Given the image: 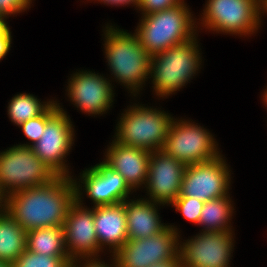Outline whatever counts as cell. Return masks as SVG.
Instances as JSON below:
<instances>
[{
    "label": "cell",
    "mask_w": 267,
    "mask_h": 267,
    "mask_svg": "<svg viewBox=\"0 0 267 267\" xmlns=\"http://www.w3.org/2000/svg\"><path fill=\"white\" fill-rule=\"evenodd\" d=\"M76 202L72 177L57 176L48 184L8 195L4 209L27 232L43 227H63L69 209Z\"/></svg>",
    "instance_id": "cell-1"
},
{
    "label": "cell",
    "mask_w": 267,
    "mask_h": 267,
    "mask_svg": "<svg viewBox=\"0 0 267 267\" xmlns=\"http://www.w3.org/2000/svg\"><path fill=\"white\" fill-rule=\"evenodd\" d=\"M107 25L104 29V50L111 75L133 95L138 96L150 76L151 56L135 33ZM147 79V80H146ZM138 94V95H137Z\"/></svg>",
    "instance_id": "cell-2"
},
{
    "label": "cell",
    "mask_w": 267,
    "mask_h": 267,
    "mask_svg": "<svg viewBox=\"0 0 267 267\" xmlns=\"http://www.w3.org/2000/svg\"><path fill=\"white\" fill-rule=\"evenodd\" d=\"M188 7L183 1L178 6L141 16L134 33L150 56L189 41L198 34L199 21L196 22Z\"/></svg>",
    "instance_id": "cell-3"
},
{
    "label": "cell",
    "mask_w": 267,
    "mask_h": 267,
    "mask_svg": "<svg viewBox=\"0 0 267 267\" xmlns=\"http://www.w3.org/2000/svg\"><path fill=\"white\" fill-rule=\"evenodd\" d=\"M197 37L151 56L149 79H153V91L158 98H168L180 91L201 69Z\"/></svg>",
    "instance_id": "cell-4"
},
{
    "label": "cell",
    "mask_w": 267,
    "mask_h": 267,
    "mask_svg": "<svg viewBox=\"0 0 267 267\" xmlns=\"http://www.w3.org/2000/svg\"><path fill=\"white\" fill-rule=\"evenodd\" d=\"M119 119L113 136L115 141L154 152L163 149L174 117L159 108L135 103L127 107Z\"/></svg>",
    "instance_id": "cell-5"
},
{
    "label": "cell",
    "mask_w": 267,
    "mask_h": 267,
    "mask_svg": "<svg viewBox=\"0 0 267 267\" xmlns=\"http://www.w3.org/2000/svg\"><path fill=\"white\" fill-rule=\"evenodd\" d=\"M57 176L31 147L17 144L0 152V193L4 198L19 190L48 184Z\"/></svg>",
    "instance_id": "cell-6"
},
{
    "label": "cell",
    "mask_w": 267,
    "mask_h": 267,
    "mask_svg": "<svg viewBox=\"0 0 267 267\" xmlns=\"http://www.w3.org/2000/svg\"><path fill=\"white\" fill-rule=\"evenodd\" d=\"M200 27L242 37L256 34L261 26L258 0H207Z\"/></svg>",
    "instance_id": "cell-7"
},
{
    "label": "cell",
    "mask_w": 267,
    "mask_h": 267,
    "mask_svg": "<svg viewBox=\"0 0 267 267\" xmlns=\"http://www.w3.org/2000/svg\"><path fill=\"white\" fill-rule=\"evenodd\" d=\"M190 121L173 119L162 150L185 165L211 161L221 155L214 135Z\"/></svg>",
    "instance_id": "cell-8"
},
{
    "label": "cell",
    "mask_w": 267,
    "mask_h": 267,
    "mask_svg": "<svg viewBox=\"0 0 267 267\" xmlns=\"http://www.w3.org/2000/svg\"><path fill=\"white\" fill-rule=\"evenodd\" d=\"M168 225L163 231L142 239H128L113 255L117 267H150L179 255L180 231Z\"/></svg>",
    "instance_id": "cell-9"
},
{
    "label": "cell",
    "mask_w": 267,
    "mask_h": 267,
    "mask_svg": "<svg viewBox=\"0 0 267 267\" xmlns=\"http://www.w3.org/2000/svg\"><path fill=\"white\" fill-rule=\"evenodd\" d=\"M58 105L59 110L47 121L41 138L31 148L58 176L74 177L65 163L74 145L75 132L70 116Z\"/></svg>",
    "instance_id": "cell-10"
},
{
    "label": "cell",
    "mask_w": 267,
    "mask_h": 267,
    "mask_svg": "<svg viewBox=\"0 0 267 267\" xmlns=\"http://www.w3.org/2000/svg\"><path fill=\"white\" fill-rule=\"evenodd\" d=\"M230 171L222 154L211 161L186 165L178 197L206 202L229 195Z\"/></svg>",
    "instance_id": "cell-11"
},
{
    "label": "cell",
    "mask_w": 267,
    "mask_h": 267,
    "mask_svg": "<svg viewBox=\"0 0 267 267\" xmlns=\"http://www.w3.org/2000/svg\"><path fill=\"white\" fill-rule=\"evenodd\" d=\"M234 231L203 232L180 240L182 267H230L234 250Z\"/></svg>",
    "instance_id": "cell-12"
},
{
    "label": "cell",
    "mask_w": 267,
    "mask_h": 267,
    "mask_svg": "<svg viewBox=\"0 0 267 267\" xmlns=\"http://www.w3.org/2000/svg\"><path fill=\"white\" fill-rule=\"evenodd\" d=\"M72 180L76 189V198L84 197V195L82 196L84 191L94 203L93 206L121 203L129 198L130 193L134 192L123 176L112 170L103 161L86 168L82 174L80 173L79 181L74 178ZM82 187L84 188L82 189Z\"/></svg>",
    "instance_id": "cell-13"
},
{
    "label": "cell",
    "mask_w": 267,
    "mask_h": 267,
    "mask_svg": "<svg viewBox=\"0 0 267 267\" xmlns=\"http://www.w3.org/2000/svg\"><path fill=\"white\" fill-rule=\"evenodd\" d=\"M66 95L82 113L102 115L107 113L114 102V91L110 79L88 70L75 72L68 79ZM111 82V83H110Z\"/></svg>",
    "instance_id": "cell-14"
},
{
    "label": "cell",
    "mask_w": 267,
    "mask_h": 267,
    "mask_svg": "<svg viewBox=\"0 0 267 267\" xmlns=\"http://www.w3.org/2000/svg\"><path fill=\"white\" fill-rule=\"evenodd\" d=\"M82 202L81 198H76L63 225L67 254L72 261L99 258V253L104 252L99 247L95 231L94 206L89 209Z\"/></svg>",
    "instance_id": "cell-15"
},
{
    "label": "cell",
    "mask_w": 267,
    "mask_h": 267,
    "mask_svg": "<svg viewBox=\"0 0 267 267\" xmlns=\"http://www.w3.org/2000/svg\"><path fill=\"white\" fill-rule=\"evenodd\" d=\"M185 168L184 163L163 150L151 152L144 187L149 196L146 199L164 207L170 205L180 194Z\"/></svg>",
    "instance_id": "cell-16"
},
{
    "label": "cell",
    "mask_w": 267,
    "mask_h": 267,
    "mask_svg": "<svg viewBox=\"0 0 267 267\" xmlns=\"http://www.w3.org/2000/svg\"><path fill=\"white\" fill-rule=\"evenodd\" d=\"M109 144L103 162L120 173L132 190L136 191L139 187L145 186L151 152L123 145L115 140Z\"/></svg>",
    "instance_id": "cell-17"
},
{
    "label": "cell",
    "mask_w": 267,
    "mask_h": 267,
    "mask_svg": "<svg viewBox=\"0 0 267 267\" xmlns=\"http://www.w3.org/2000/svg\"><path fill=\"white\" fill-rule=\"evenodd\" d=\"M94 225L99 247L113 255L128 240L124 203L94 206Z\"/></svg>",
    "instance_id": "cell-18"
},
{
    "label": "cell",
    "mask_w": 267,
    "mask_h": 267,
    "mask_svg": "<svg viewBox=\"0 0 267 267\" xmlns=\"http://www.w3.org/2000/svg\"><path fill=\"white\" fill-rule=\"evenodd\" d=\"M128 239H142L163 231L168 224L161 223L158 206L162 204L145 198L125 199Z\"/></svg>",
    "instance_id": "cell-19"
},
{
    "label": "cell",
    "mask_w": 267,
    "mask_h": 267,
    "mask_svg": "<svg viewBox=\"0 0 267 267\" xmlns=\"http://www.w3.org/2000/svg\"><path fill=\"white\" fill-rule=\"evenodd\" d=\"M27 249V231L6 211L0 210V261L12 264Z\"/></svg>",
    "instance_id": "cell-20"
},
{
    "label": "cell",
    "mask_w": 267,
    "mask_h": 267,
    "mask_svg": "<svg viewBox=\"0 0 267 267\" xmlns=\"http://www.w3.org/2000/svg\"><path fill=\"white\" fill-rule=\"evenodd\" d=\"M27 249L47 256L69 257L63 227H43L27 232Z\"/></svg>",
    "instance_id": "cell-21"
},
{
    "label": "cell",
    "mask_w": 267,
    "mask_h": 267,
    "mask_svg": "<svg viewBox=\"0 0 267 267\" xmlns=\"http://www.w3.org/2000/svg\"><path fill=\"white\" fill-rule=\"evenodd\" d=\"M230 194L206 201L201 210L198 225L203 227V232L233 231L231 219L234 214V203Z\"/></svg>",
    "instance_id": "cell-22"
},
{
    "label": "cell",
    "mask_w": 267,
    "mask_h": 267,
    "mask_svg": "<svg viewBox=\"0 0 267 267\" xmlns=\"http://www.w3.org/2000/svg\"><path fill=\"white\" fill-rule=\"evenodd\" d=\"M37 97L30 93L14 95L7 107V115L11 122L19 126L31 118L41 115L55 100L40 102Z\"/></svg>",
    "instance_id": "cell-23"
},
{
    "label": "cell",
    "mask_w": 267,
    "mask_h": 267,
    "mask_svg": "<svg viewBox=\"0 0 267 267\" xmlns=\"http://www.w3.org/2000/svg\"><path fill=\"white\" fill-rule=\"evenodd\" d=\"M59 110L58 102L55 100L41 115L31 118L21 123L18 127L22 129L23 134L30 143L19 144L20 146L31 147L39 141L44 132L47 121Z\"/></svg>",
    "instance_id": "cell-24"
},
{
    "label": "cell",
    "mask_w": 267,
    "mask_h": 267,
    "mask_svg": "<svg viewBox=\"0 0 267 267\" xmlns=\"http://www.w3.org/2000/svg\"><path fill=\"white\" fill-rule=\"evenodd\" d=\"M71 264L72 260L69 257L41 255L26 249L11 267H71Z\"/></svg>",
    "instance_id": "cell-25"
},
{
    "label": "cell",
    "mask_w": 267,
    "mask_h": 267,
    "mask_svg": "<svg viewBox=\"0 0 267 267\" xmlns=\"http://www.w3.org/2000/svg\"><path fill=\"white\" fill-rule=\"evenodd\" d=\"M204 203L196 198L177 197L170 205L175 207V211L180 212L184 219L198 225Z\"/></svg>",
    "instance_id": "cell-26"
},
{
    "label": "cell",
    "mask_w": 267,
    "mask_h": 267,
    "mask_svg": "<svg viewBox=\"0 0 267 267\" xmlns=\"http://www.w3.org/2000/svg\"><path fill=\"white\" fill-rule=\"evenodd\" d=\"M184 0H139L136 10H140L142 15L152 14L166 10L181 4Z\"/></svg>",
    "instance_id": "cell-27"
},
{
    "label": "cell",
    "mask_w": 267,
    "mask_h": 267,
    "mask_svg": "<svg viewBox=\"0 0 267 267\" xmlns=\"http://www.w3.org/2000/svg\"><path fill=\"white\" fill-rule=\"evenodd\" d=\"M33 0H0V18L5 20L31 8ZM10 15V16H9Z\"/></svg>",
    "instance_id": "cell-28"
},
{
    "label": "cell",
    "mask_w": 267,
    "mask_h": 267,
    "mask_svg": "<svg viewBox=\"0 0 267 267\" xmlns=\"http://www.w3.org/2000/svg\"><path fill=\"white\" fill-rule=\"evenodd\" d=\"M111 261H112L111 262L112 264H110V262L109 263H105L104 260L102 261L100 259V257H99V259L98 258H83V259L80 258V259H77V260H73L72 264H71V267H117L116 261H115L113 256L111 258Z\"/></svg>",
    "instance_id": "cell-29"
},
{
    "label": "cell",
    "mask_w": 267,
    "mask_h": 267,
    "mask_svg": "<svg viewBox=\"0 0 267 267\" xmlns=\"http://www.w3.org/2000/svg\"><path fill=\"white\" fill-rule=\"evenodd\" d=\"M12 36L9 25L0 33V61L7 55L11 48Z\"/></svg>",
    "instance_id": "cell-30"
},
{
    "label": "cell",
    "mask_w": 267,
    "mask_h": 267,
    "mask_svg": "<svg viewBox=\"0 0 267 267\" xmlns=\"http://www.w3.org/2000/svg\"><path fill=\"white\" fill-rule=\"evenodd\" d=\"M95 1H97V2L99 1L100 3H103L107 6L112 5L113 7H114V5L115 6H123V5L129 6L131 4H133L132 6L138 7V5H139V0H95Z\"/></svg>",
    "instance_id": "cell-31"
},
{
    "label": "cell",
    "mask_w": 267,
    "mask_h": 267,
    "mask_svg": "<svg viewBox=\"0 0 267 267\" xmlns=\"http://www.w3.org/2000/svg\"><path fill=\"white\" fill-rule=\"evenodd\" d=\"M150 267H182V264L180 256L178 255L175 259H171L169 261H162Z\"/></svg>",
    "instance_id": "cell-32"
},
{
    "label": "cell",
    "mask_w": 267,
    "mask_h": 267,
    "mask_svg": "<svg viewBox=\"0 0 267 267\" xmlns=\"http://www.w3.org/2000/svg\"><path fill=\"white\" fill-rule=\"evenodd\" d=\"M258 5H259V20L261 23L262 15H264V13L267 14V0H258Z\"/></svg>",
    "instance_id": "cell-33"
},
{
    "label": "cell",
    "mask_w": 267,
    "mask_h": 267,
    "mask_svg": "<svg viewBox=\"0 0 267 267\" xmlns=\"http://www.w3.org/2000/svg\"><path fill=\"white\" fill-rule=\"evenodd\" d=\"M8 26V22L0 18V33Z\"/></svg>",
    "instance_id": "cell-34"
},
{
    "label": "cell",
    "mask_w": 267,
    "mask_h": 267,
    "mask_svg": "<svg viewBox=\"0 0 267 267\" xmlns=\"http://www.w3.org/2000/svg\"><path fill=\"white\" fill-rule=\"evenodd\" d=\"M262 100L264 101V105L267 107V87L264 89Z\"/></svg>",
    "instance_id": "cell-35"
},
{
    "label": "cell",
    "mask_w": 267,
    "mask_h": 267,
    "mask_svg": "<svg viewBox=\"0 0 267 267\" xmlns=\"http://www.w3.org/2000/svg\"><path fill=\"white\" fill-rule=\"evenodd\" d=\"M5 198L0 193V210L4 209Z\"/></svg>",
    "instance_id": "cell-36"
},
{
    "label": "cell",
    "mask_w": 267,
    "mask_h": 267,
    "mask_svg": "<svg viewBox=\"0 0 267 267\" xmlns=\"http://www.w3.org/2000/svg\"><path fill=\"white\" fill-rule=\"evenodd\" d=\"M0 267H11V264L5 261H0Z\"/></svg>",
    "instance_id": "cell-37"
}]
</instances>
